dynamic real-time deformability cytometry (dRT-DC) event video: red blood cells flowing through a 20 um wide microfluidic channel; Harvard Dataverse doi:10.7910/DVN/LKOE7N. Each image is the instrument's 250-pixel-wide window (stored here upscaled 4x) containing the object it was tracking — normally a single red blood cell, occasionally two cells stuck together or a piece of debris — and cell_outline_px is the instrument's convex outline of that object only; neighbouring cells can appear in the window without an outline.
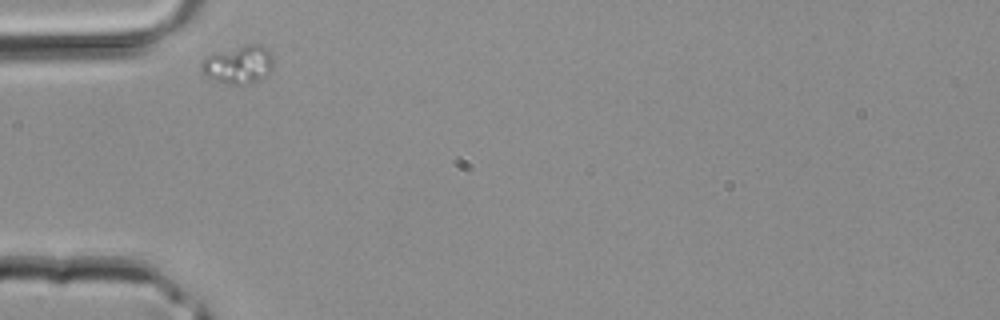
{"species": "common noctule bat (a hibernating species)", "species_latin": "Nyctalus noctula", "temperature_condition": "room temperature", "stored_images_in_passage": 23, "camera_frame_rate_fps": 3000, "um_per_image_px": 0.085, "animal": {"sex": "male", "body_mass_g": 20.4}, "frame": {"image": 1, "passage_image": 1, "time_ms": 0.0, "image_size_px": [1000, 320], "cell_outline_px": [[272, 68], [264, 76], [248, 84], [224, 84], [204, 76], [200, 68], [200, 64], [204, 56], [248, 44], [260, 44], [268, 48], [272, 52]], "centroid_in_image_um": [20.23, 5.49], "position_along_channel_um": 64.8, "area_um2": 16.07}}